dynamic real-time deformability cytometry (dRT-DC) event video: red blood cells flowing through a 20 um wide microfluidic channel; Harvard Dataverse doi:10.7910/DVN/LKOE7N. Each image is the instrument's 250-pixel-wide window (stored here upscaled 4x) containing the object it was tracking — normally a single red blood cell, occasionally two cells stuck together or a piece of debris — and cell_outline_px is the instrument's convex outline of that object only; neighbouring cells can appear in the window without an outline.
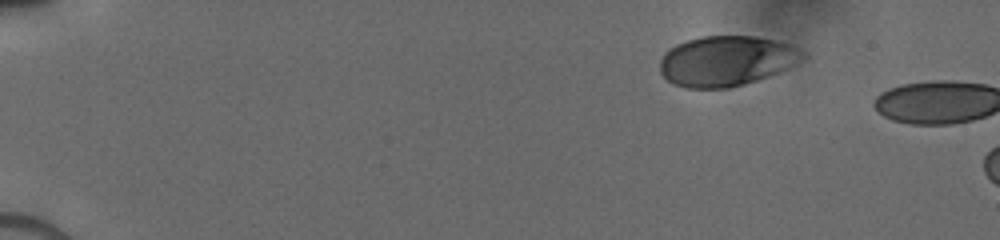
{"species": "human", "species_latin": "Homo sapiens", "temperature_condition": "cold", "stored_images_in_passage": 2, "camera_frame_rate_fps": 3000, "um_per_image_px": 0.085, "donor": {"sex": "male"}, "frame": {"image": 1, "passage_image": 1, "time_ms": 0.0, "image_size_px": [1000, 240], "cell_outline_px": [[808, 56], [796, 64], [780, 72], [744, 84], [728, 88], [688, 88], [672, 84], [660, 72], [660, 60], [664, 52], [668, 48], [676, 44], [688, 40], [704, 36], [756, 36], [788, 44], [804, 52]], "centroid_in_image_um": [61.73, 5.18], "position_along_channel_um": 23.3, "area_um2": 41.79}}